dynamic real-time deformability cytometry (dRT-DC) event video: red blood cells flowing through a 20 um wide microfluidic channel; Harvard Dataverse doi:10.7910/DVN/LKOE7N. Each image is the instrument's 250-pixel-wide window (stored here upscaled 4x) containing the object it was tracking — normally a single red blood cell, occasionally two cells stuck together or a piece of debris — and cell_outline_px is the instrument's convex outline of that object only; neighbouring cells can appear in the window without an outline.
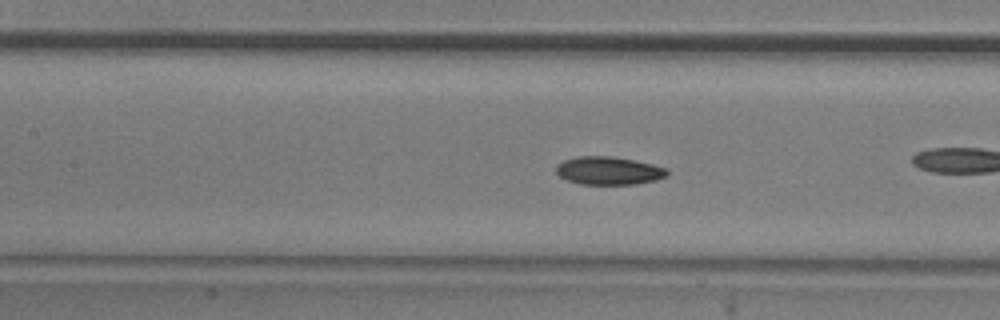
{"species": "common noctule bat (a hibernating species)", "species_latin": "Nyctalus noctula", "temperature_condition": "room temperature", "stored_images_in_passage": 51, "camera_frame_rate_fps": 3000, "um_per_image_px": 0.085, "animal": {"sex": "male", "body_mass_g": 20.5, "forearm_length_mm": 52.5}, "frame": {"image": 1, "passage_image": 22, "time_ms": 7.0, "image_size_px": [1000, 320], "cell_outline_px": [[668, 176], [656, 180], [636, 184], [580, 184], [568, 180], [560, 176], [556, 172], [556, 164], [564, 160], [576, 156], [612, 156], [652, 164], [668, 168]], "centroid_in_image_um": [51.75, 14.5], "position_along_channel_um": 155.7, "area_um2": 18.21}, "authors_computed_cell_mechanics": {"area_um2": 18.2648, "velocity_mm_per_s": 3.9359, "shape_relaxation_time_tau1_ms": 4.0859, "shape_relaxation_time_tau2_ms": 2.9263, "deformation_change_tau1": 0.1346, "deformation_change_tau2": 0.0763}}